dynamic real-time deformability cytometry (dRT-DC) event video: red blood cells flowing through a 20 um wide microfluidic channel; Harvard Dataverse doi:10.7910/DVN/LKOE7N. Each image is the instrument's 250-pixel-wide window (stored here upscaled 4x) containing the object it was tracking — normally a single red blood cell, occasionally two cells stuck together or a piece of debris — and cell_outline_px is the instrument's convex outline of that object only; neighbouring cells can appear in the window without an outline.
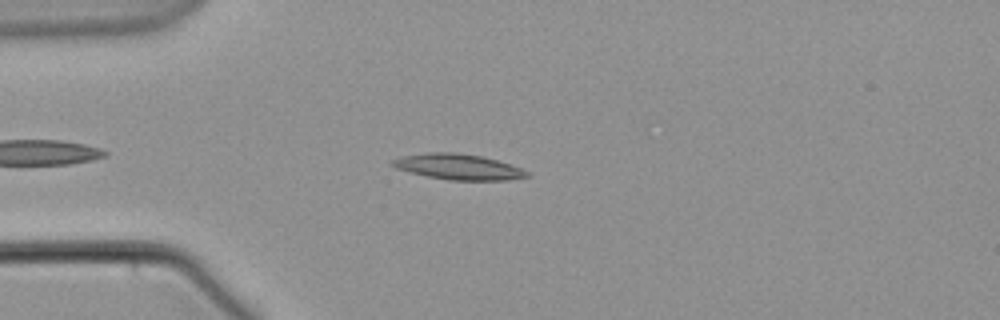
{"species": "common noctule bat (a hibernating species)", "species_latin": "Nyctalus noctula", "temperature_condition": "warm", "stored_images_in_passage": 7, "camera_frame_rate_fps": 3000, "um_per_image_px": 0.085, "animal": {"sex": "male", "body_mass_g": 21.5, "forearm_length_mm": 52.0}, "frame": {"image": 1, "passage_image": 4, "time_ms": 4.667, "image_size_px": [1000, 320], "cell_outline_px": [[532, 176], [508, 180], [448, 180], [428, 176], [396, 168], [388, 164], [392, 160], [400, 156], [428, 152], [452, 152], [480, 156], [496, 160], [520, 168], [528, 172]], "centroid_in_image_um": [38.92, 14.18], "position_along_channel_um": 46.1, "area_um2": 19.94}}
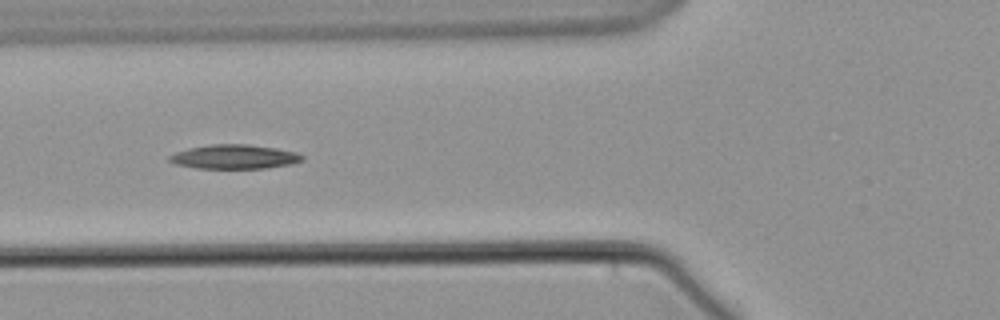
{"frame": {"image": 2, "passage_image": 6, "time_ms": 7.0, "image_size_px": [1000, 320], "cell_outline_px": [[304, 160], [292, 164], [264, 168], [196, 168], [176, 164], [168, 160], [168, 156], [176, 152], [188, 148], [212, 144], [248, 144], [276, 148], [296, 152], [304, 156]], "centroid_in_image_um": [19.93, 13.32], "position_along_channel_um": 105.9, "area_um2": 18.73}}